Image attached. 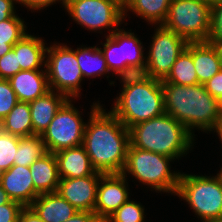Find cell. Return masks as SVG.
<instances>
[{
  "mask_svg": "<svg viewBox=\"0 0 222 222\" xmlns=\"http://www.w3.org/2000/svg\"><path fill=\"white\" fill-rule=\"evenodd\" d=\"M83 146L93 168L102 174H121L130 145L129 130L110 111L93 102Z\"/></svg>",
  "mask_w": 222,
  "mask_h": 222,
  "instance_id": "cell-1",
  "label": "cell"
},
{
  "mask_svg": "<svg viewBox=\"0 0 222 222\" xmlns=\"http://www.w3.org/2000/svg\"><path fill=\"white\" fill-rule=\"evenodd\" d=\"M165 113L181 122L193 135L194 128L211 132L222 119L218 99L205 85L190 86L162 82Z\"/></svg>",
  "mask_w": 222,
  "mask_h": 222,
  "instance_id": "cell-2",
  "label": "cell"
},
{
  "mask_svg": "<svg viewBox=\"0 0 222 222\" xmlns=\"http://www.w3.org/2000/svg\"><path fill=\"white\" fill-rule=\"evenodd\" d=\"M122 91L110 112L126 127L165 113L161 80L136 74L120 78Z\"/></svg>",
  "mask_w": 222,
  "mask_h": 222,
  "instance_id": "cell-3",
  "label": "cell"
},
{
  "mask_svg": "<svg viewBox=\"0 0 222 222\" xmlns=\"http://www.w3.org/2000/svg\"><path fill=\"white\" fill-rule=\"evenodd\" d=\"M128 130L131 146L175 160L186 156L194 145L195 135L167 113L138 123Z\"/></svg>",
  "mask_w": 222,
  "mask_h": 222,
  "instance_id": "cell-4",
  "label": "cell"
},
{
  "mask_svg": "<svg viewBox=\"0 0 222 222\" xmlns=\"http://www.w3.org/2000/svg\"><path fill=\"white\" fill-rule=\"evenodd\" d=\"M174 158L143 150L129 145L127 159L122 174H131L139 183L156 192L175 194L179 186L181 172H172L170 162Z\"/></svg>",
  "mask_w": 222,
  "mask_h": 222,
  "instance_id": "cell-5",
  "label": "cell"
},
{
  "mask_svg": "<svg viewBox=\"0 0 222 222\" xmlns=\"http://www.w3.org/2000/svg\"><path fill=\"white\" fill-rule=\"evenodd\" d=\"M176 195L201 221L222 218V181L216 176L181 173Z\"/></svg>",
  "mask_w": 222,
  "mask_h": 222,
  "instance_id": "cell-6",
  "label": "cell"
},
{
  "mask_svg": "<svg viewBox=\"0 0 222 222\" xmlns=\"http://www.w3.org/2000/svg\"><path fill=\"white\" fill-rule=\"evenodd\" d=\"M162 26L188 43L208 41L211 6L200 0H172Z\"/></svg>",
  "mask_w": 222,
  "mask_h": 222,
  "instance_id": "cell-7",
  "label": "cell"
},
{
  "mask_svg": "<svg viewBox=\"0 0 222 222\" xmlns=\"http://www.w3.org/2000/svg\"><path fill=\"white\" fill-rule=\"evenodd\" d=\"M135 35L131 30L120 28L110 36L106 35V41L101 43L109 71L119 78L143 74L145 71L144 47Z\"/></svg>",
  "mask_w": 222,
  "mask_h": 222,
  "instance_id": "cell-8",
  "label": "cell"
},
{
  "mask_svg": "<svg viewBox=\"0 0 222 222\" xmlns=\"http://www.w3.org/2000/svg\"><path fill=\"white\" fill-rule=\"evenodd\" d=\"M45 68L50 90L68 99L80 97L84 77L77 62L76 49L55 42L47 48Z\"/></svg>",
  "mask_w": 222,
  "mask_h": 222,
  "instance_id": "cell-9",
  "label": "cell"
},
{
  "mask_svg": "<svg viewBox=\"0 0 222 222\" xmlns=\"http://www.w3.org/2000/svg\"><path fill=\"white\" fill-rule=\"evenodd\" d=\"M64 9L87 30L95 32L111 28L108 36L120 29L124 20V7L120 0H66Z\"/></svg>",
  "mask_w": 222,
  "mask_h": 222,
  "instance_id": "cell-10",
  "label": "cell"
},
{
  "mask_svg": "<svg viewBox=\"0 0 222 222\" xmlns=\"http://www.w3.org/2000/svg\"><path fill=\"white\" fill-rule=\"evenodd\" d=\"M71 102V99H68L61 106L41 135L47 152L55 154L63 149L83 145L86 123Z\"/></svg>",
  "mask_w": 222,
  "mask_h": 222,
  "instance_id": "cell-11",
  "label": "cell"
},
{
  "mask_svg": "<svg viewBox=\"0 0 222 222\" xmlns=\"http://www.w3.org/2000/svg\"><path fill=\"white\" fill-rule=\"evenodd\" d=\"M154 31L143 75L162 81L170 73L188 42L162 25L157 26Z\"/></svg>",
  "mask_w": 222,
  "mask_h": 222,
  "instance_id": "cell-12",
  "label": "cell"
},
{
  "mask_svg": "<svg viewBox=\"0 0 222 222\" xmlns=\"http://www.w3.org/2000/svg\"><path fill=\"white\" fill-rule=\"evenodd\" d=\"M128 178L121 174H103L97 188L94 212L104 222L129 199Z\"/></svg>",
  "mask_w": 222,
  "mask_h": 222,
  "instance_id": "cell-13",
  "label": "cell"
},
{
  "mask_svg": "<svg viewBox=\"0 0 222 222\" xmlns=\"http://www.w3.org/2000/svg\"><path fill=\"white\" fill-rule=\"evenodd\" d=\"M103 174L95 172L82 178L60 179L57 193L78 211L94 212L97 188Z\"/></svg>",
  "mask_w": 222,
  "mask_h": 222,
  "instance_id": "cell-14",
  "label": "cell"
},
{
  "mask_svg": "<svg viewBox=\"0 0 222 222\" xmlns=\"http://www.w3.org/2000/svg\"><path fill=\"white\" fill-rule=\"evenodd\" d=\"M0 184L12 201L23 207L30 206L40 195L35 189L28 166L13 165L0 173Z\"/></svg>",
  "mask_w": 222,
  "mask_h": 222,
  "instance_id": "cell-15",
  "label": "cell"
},
{
  "mask_svg": "<svg viewBox=\"0 0 222 222\" xmlns=\"http://www.w3.org/2000/svg\"><path fill=\"white\" fill-rule=\"evenodd\" d=\"M9 82L19 102L30 103L50 91L45 68L21 70L13 75Z\"/></svg>",
  "mask_w": 222,
  "mask_h": 222,
  "instance_id": "cell-16",
  "label": "cell"
},
{
  "mask_svg": "<svg viewBox=\"0 0 222 222\" xmlns=\"http://www.w3.org/2000/svg\"><path fill=\"white\" fill-rule=\"evenodd\" d=\"M55 156L60 179L82 178L96 172L83 145L60 150Z\"/></svg>",
  "mask_w": 222,
  "mask_h": 222,
  "instance_id": "cell-17",
  "label": "cell"
},
{
  "mask_svg": "<svg viewBox=\"0 0 222 222\" xmlns=\"http://www.w3.org/2000/svg\"><path fill=\"white\" fill-rule=\"evenodd\" d=\"M67 100L65 95L50 90L44 96L29 103L33 135H42Z\"/></svg>",
  "mask_w": 222,
  "mask_h": 222,
  "instance_id": "cell-18",
  "label": "cell"
},
{
  "mask_svg": "<svg viewBox=\"0 0 222 222\" xmlns=\"http://www.w3.org/2000/svg\"><path fill=\"white\" fill-rule=\"evenodd\" d=\"M30 207L44 222H64L78 211L57 192L40 194Z\"/></svg>",
  "mask_w": 222,
  "mask_h": 222,
  "instance_id": "cell-19",
  "label": "cell"
},
{
  "mask_svg": "<svg viewBox=\"0 0 222 222\" xmlns=\"http://www.w3.org/2000/svg\"><path fill=\"white\" fill-rule=\"evenodd\" d=\"M34 189L39 194L57 191L60 176L58 163L54 153L47 152L30 166Z\"/></svg>",
  "mask_w": 222,
  "mask_h": 222,
  "instance_id": "cell-20",
  "label": "cell"
},
{
  "mask_svg": "<svg viewBox=\"0 0 222 222\" xmlns=\"http://www.w3.org/2000/svg\"><path fill=\"white\" fill-rule=\"evenodd\" d=\"M47 48L41 37L28 33L12 47L21 70H38L43 66L46 67Z\"/></svg>",
  "mask_w": 222,
  "mask_h": 222,
  "instance_id": "cell-21",
  "label": "cell"
},
{
  "mask_svg": "<svg viewBox=\"0 0 222 222\" xmlns=\"http://www.w3.org/2000/svg\"><path fill=\"white\" fill-rule=\"evenodd\" d=\"M193 64L202 85L222 69V62L208 41L193 42Z\"/></svg>",
  "mask_w": 222,
  "mask_h": 222,
  "instance_id": "cell-22",
  "label": "cell"
},
{
  "mask_svg": "<svg viewBox=\"0 0 222 222\" xmlns=\"http://www.w3.org/2000/svg\"><path fill=\"white\" fill-rule=\"evenodd\" d=\"M172 0H126L123 3L124 19L127 12L131 11L136 16L144 18L149 24L162 25L168 15L170 2ZM129 10V11H128ZM126 16V17H125Z\"/></svg>",
  "mask_w": 222,
  "mask_h": 222,
  "instance_id": "cell-23",
  "label": "cell"
},
{
  "mask_svg": "<svg viewBox=\"0 0 222 222\" xmlns=\"http://www.w3.org/2000/svg\"><path fill=\"white\" fill-rule=\"evenodd\" d=\"M161 82L185 86L199 84L193 64V42L187 44L173 64L170 73Z\"/></svg>",
  "mask_w": 222,
  "mask_h": 222,
  "instance_id": "cell-24",
  "label": "cell"
},
{
  "mask_svg": "<svg viewBox=\"0 0 222 222\" xmlns=\"http://www.w3.org/2000/svg\"><path fill=\"white\" fill-rule=\"evenodd\" d=\"M0 128L17 137L33 135L29 103L18 102L0 122Z\"/></svg>",
  "mask_w": 222,
  "mask_h": 222,
  "instance_id": "cell-25",
  "label": "cell"
},
{
  "mask_svg": "<svg viewBox=\"0 0 222 222\" xmlns=\"http://www.w3.org/2000/svg\"><path fill=\"white\" fill-rule=\"evenodd\" d=\"M76 58L84 78H96V76L110 74L103 52L97 46L77 47Z\"/></svg>",
  "mask_w": 222,
  "mask_h": 222,
  "instance_id": "cell-26",
  "label": "cell"
},
{
  "mask_svg": "<svg viewBox=\"0 0 222 222\" xmlns=\"http://www.w3.org/2000/svg\"><path fill=\"white\" fill-rule=\"evenodd\" d=\"M47 153L40 135L19 137L16 159L13 165L30 166L34 161Z\"/></svg>",
  "mask_w": 222,
  "mask_h": 222,
  "instance_id": "cell-27",
  "label": "cell"
},
{
  "mask_svg": "<svg viewBox=\"0 0 222 222\" xmlns=\"http://www.w3.org/2000/svg\"><path fill=\"white\" fill-rule=\"evenodd\" d=\"M145 208L130 198L112 213L104 222H144Z\"/></svg>",
  "mask_w": 222,
  "mask_h": 222,
  "instance_id": "cell-28",
  "label": "cell"
},
{
  "mask_svg": "<svg viewBox=\"0 0 222 222\" xmlns=\"http://www.w3.org/2000/svg\"><path fill=\"white\" fill-rule=\"evenodd\" d=\"M19 137L0 128V173L9 170L16 159Z\"/></svg>",
  "mask_w": 222,
  "mask_h": 222,
  "instance_id": "cell-29",
  "label": "cell"
},
{
  "mask_svg": "<svg viewBox=\"0 0 222 222\" xmlns=\"http://www.w3.org/2000/svg\"><path fill=\"white\" fill-rule=\"evenodd\" d=\"M25 34H27L26 25L18 15L0 22V44L16 43Z\"/></svg>",
  "mask_w": 222,
  "mask_h": 222,
  "instance_id": "cell-30",
  "label": "cell"
},
{
  "mask_svg": "<svg viewBox=\"0 0 222 222\" xmlns=\"http://www.w3.org/2000/svg\"><path fill=\"white\" fill-rule=\"evenodd\" d=\"M19 102L9 80L0 79V122Z\"/></svg>",
  "mask_w": 222,
  "mask_h": 222,
  "instance_id": "cell-31",
  "label": "cell"
},
{
  "mask_svg": "<svg viewBox=\"0 0 222 222\" xmlns=\"http://www.w3.org/2000/svg\"><path fill=\"white\" fill-rule=\"evenodd\" d=\"M19 71H21V68L18 65L17 55L11 49L0 58V79L9 80Z\"/></svg>",
  "mask_w": 222,
  "mask_h": 222,
  "instance_id": "cell-32",
  "label": "cell"
},
{
  "mask_svg": "<svg viewBox=\"0 0 222 222\" xmlns=\"http://www.w3.org/2000/svg\"><path fill=\"white\" fill-rule=\"evenodd\" d=\"M209 39H222V1L211 6V29Z\"/></svg>",
  "mask_w": 222,
  "mask_h": 222,
  "instance_id": "cell-33",
  "label": "cell"
},
{
  "mask_svg": "<svg viewBox=\"0 0 222 222\" xmlns=\"http://www.w3.org/2000/svg\"><path fill=\"white\" fill-rule=\"evenodd\" d=\"M23 206L16 202L10 201L0 205V222H19V214Z\"/></svg>",
  "mask_w": 222,
  "mask_h": 222,
  "instance_id": "cell-34",
  "label": "cell"
},
{
  "mask_svg": "<svg viewBox=\"0 0 222 222\" xmlns=\"http://www.w3.org/2000/svg\"><path fill=\"white\" fill-rule=\"evenodd\" d=\"M206 91L212 95L215 99H219L222 96V69L216 73L205 84Z\"/></svg>",
  "mask_w": 222,
  "mask_h": 222,
  "instance_id": "cell-35",
  "label": "cell"
},
{
  "mask_svg": "<svg viewBox=\"0 0 222 222\" xmlns=\"http://www.w3.org/2000/svg\"><path fill=\"white\" fill-rule=\"evenodd\" d=\"M56 1L59 3L60 1L62 2L61 4L65 8L66 0H16V3L20 5H24L26 8L30 9L31 12L32 10H42L45 9L46 7L56 4Z\"/></svg>",
  "mask_w": 222,
  "mask_h": 222,
  "instance_id": "cell-36",
  "label": "cell"
},
{
  "mask_svg": "<svg viewBox=\"0 0 222 222\" xmlns=\"http://www.w3.org/2000/svg\"><path fill=\"white\" fill-rule=\"evenodd\" d=\"M16 0H0V22L16 15Z\"/></svg>",
  "mask_w": 222,
  "mask_h": 222,
  "instance_id": "cell-37",
  "label": "cell"
},
{
  "mask_svg": "<svg viewBox=\"0 0 222 222\" xmlns=\"http://www.w3.org/2000/svg\"><path fill=\"white\" fill-rule=\"evenodd\" d=\"M64 222H100L95 212L77 211L75 215Z\"/></svg>",
  "mask_w": 222,
  "mask_h": 222,
  "instance_id": "cell-38",
  "label": "cell"
},
{
  "mask_svg": "<svg viewBox=\"0 0 222 222\" xmlns=\"http://www.w3.org/2000/svg\"><path fill=\"white\" fill-rule=\"evenodd\" d=\"M19 222H44L30 207H23L19 214Z\"/></svg>",
  "mask_w": 222,
  "mask_h": 222,
  "instance_id": "cell-39",
  "label": "cell"
},
{
  "mask_svg": "<svg viewBox=\"0 0 222 222\" xmlns=\"http://www.w3.org/2000/svg\"><path fill=\"white\" fill-rule=\"evenodd\" d=\"M208 42L214 47L222 62V39H208Z\"/></svg>",
  "mask_w": 222,
  "mask_h": 222,
  "instance_id": "cell-40",
  "label": "cell"
},
{
  "mask_svg": "<svg viewBox=\"0 0 222 222\" xmlns=\"http://www.w3.org/2000/svg\"><path fill=\"white\" fill-rule=\"evenodd\" d=\"M10 201L11 199L9 198L6 191L3 189L2 185L0 184V205L6 204Z\"/></svg>",
  "mask_w": 222,
  "mask_h": 222,
  "instance_id": "cell-41",
  "label": "cell"
},
{
  "mask_svg": "<svg viewBox=\"0 0 222 222\" xmlns=\"http://www.w3.org/2000/svg\"><path fill=\"white\" fill-rule=\"evenodd\" d=\"M15 43H4L0 44V58L9 52Z\"/></svg>",
  "mask_w": 222,
  "mask_h": 222,
  "instance_id": "cell-42",
  "label": "cell"
},
{
  "mask_svg": "<svg viewBox=\"0 0 222 222\" xmlns=\"http://www.w3.org/2000/svg\"><path fill=\"white\" fill-rule=\"evenodd\" d=\"M215 132L217 133V135L219 136L220 138V141L222 143V119L215 125V128L212 130V132Z\"/></svg>",
  "mask_w": 222,
  "mask_h": 222,
  "instance_id": "cell-43",
  "label": "cell"
},
{
  "mask_svg": "<svg viewBox=\"0 0 222 222\" xmlns=\"http://www.w3.org/2000/svg\"><path fill=\"white\" fill-rule=\"evenodd\" d=\"M202 2H205L206 4L210 5V6H213L215 5L216 3H218L219 1H222V0H200Z\"/></svg>",
  "mask_w": 222,
  "mask_h": 222,
  "instance_id": "cell-44",
  "label": "cell"
},
{
  "mask_svg": "<svg viewBox=\"0 0 222 222\" xmlns=\"http://www.w3.org/2000/svg\"><path fill=\"white\" fill-rule=\"evenodd\" d=\"M201 222H222V218H220V219H208V220H203Z\"/></svg>",
  "mask_w": 222,
  "mask_h": 222,
  "instance_id": "cell-45",
  "label": "cell"
},
{
  "mask_svg": "<svg viewBox=\"0 0 222 222\" xmlns=\"http://www.w3.org/2000/svg\"><path fill=\"white\" fill-rule=\"evenodd\" d=\"M218 102H219V108L222 114V96L218 99Z\"/></svg>",
  "mask_w": 222,
  "mask_h": 222,
  "instance_id": "cell-46",
  "label": "cell"
},
{
  "mask_svg": "<svg viewBox=\"0 0 222 222\" xmlns=\"http://www.w3.org/2000/svg\"><path fill=\"white\" fill-rule=\"evenodd\" d=\"M222 181V167L220 168L219 173L216 174Z\"/></svg>",
  "mask_w": 222,
  "mask_h": 222,
  "instance_id": "cell-47",
  "label": "cell"
}]
</instances>
